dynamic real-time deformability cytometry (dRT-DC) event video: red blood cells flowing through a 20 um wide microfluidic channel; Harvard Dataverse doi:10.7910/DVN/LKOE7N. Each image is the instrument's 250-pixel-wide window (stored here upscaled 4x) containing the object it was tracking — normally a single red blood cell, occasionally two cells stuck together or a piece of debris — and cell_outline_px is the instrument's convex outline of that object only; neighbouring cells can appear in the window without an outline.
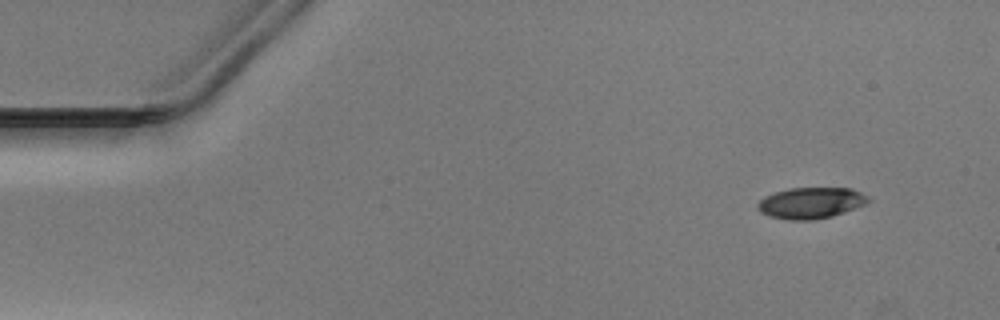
{"species": "Egyptian fruit bat (a non-hibernating species)", "species_latin": "Rousettus aegyptiacus", "temperature_condition": "warm", "stored_images_in_passage": 13, "camera_frame_rate_fps": 3000, "um_per_image_px": 0.085, "animal": {"sex": "male"}, "frame": {"image": 1, "passage_image": 1, "time_ms": 0.0, "image_size_px": [1000, 320], "cell_outline_px": [[872, 200], [864, 204], [844, 212], [832, 216], [812, 220], [788, 220], [768, 216], [760, 212], [756, 208], [756, 204], [764, 196], [788, 188], [852, 188], [868, 196]], "centroid_in_image_um": [68.89, 17.25], "position_along_channel_um": 16.1, "area_um2": 20.17}}
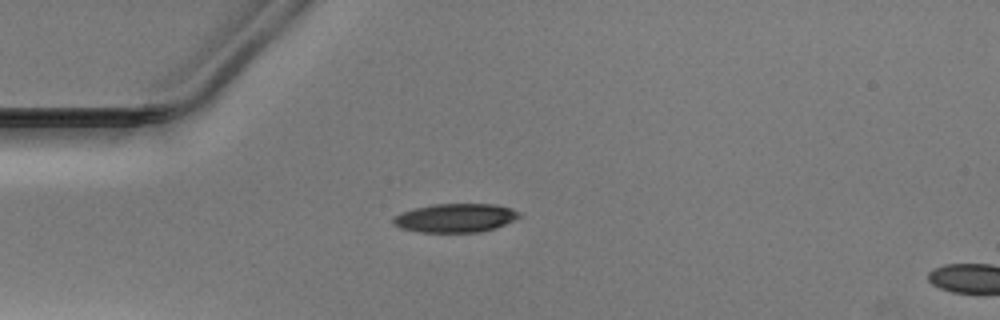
{"frame": {"image": 2, "passage_image": 10, "time_ms": 3.0, "image_size_px": [1000, 320], "cell_outline_px": [[520, 216], [496, 228], [480, 232], [420, 232], [400, 228], [392, 224], [392, 216], [400, 212], [412, 208], [432, 204], [492, 204], [512, 208], [520, 212]], "centroid_in_image_um": [38.64, 18.52], "position_along_channel_um": 46.4, "area_um2": 21.27}}